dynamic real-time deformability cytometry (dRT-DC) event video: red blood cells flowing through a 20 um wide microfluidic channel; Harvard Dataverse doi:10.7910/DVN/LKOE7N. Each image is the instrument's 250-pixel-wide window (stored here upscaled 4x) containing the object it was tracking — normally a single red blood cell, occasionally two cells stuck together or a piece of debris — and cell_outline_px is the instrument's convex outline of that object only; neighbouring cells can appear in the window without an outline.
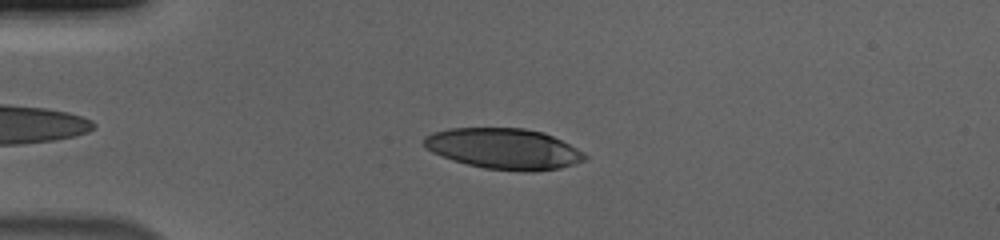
{"species": "human", "species_latin": "Homo sapiens", "temperature_condition": "cold", "stored_images_in_passage": 44, "camera_frame_rate_fps": 3000, "um_per_image_px": 0.085, "donor": {"sex": "male"}, "frame": {"image": 1, "passage_image": 8, "time_ms": 2.333, "image_size_px": [1000, 240], "cell_outline_px": [[588, 156], [584, 160], [560, 168], [532, 172], [524, 172], [484, 168], [468, 164], [432, 152], [424, 148], [424, 136], [432, 132], [448, 128], [524, 128], [544, 132], [584, 152]], "centroid_in_image_um": [42.82, 12.64], "position_along_channel_um": 42.2, "area_um2": 38.09}}
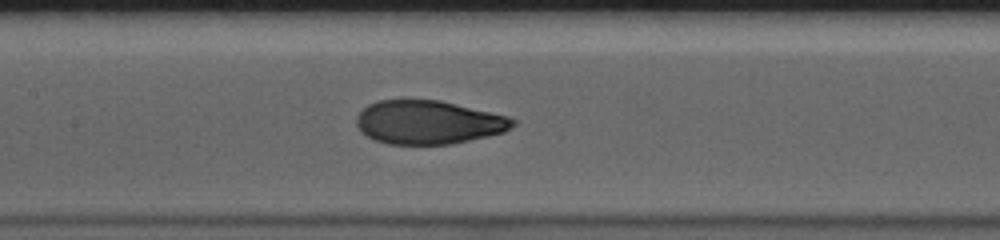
{"frame": {"image": 2, "passage_image": 21, "time_ms": 6.667, "image_size_px": [1000, 240], "cell_outline_px": [[516, 124], [512, 128], [504, 132], [488, 136], [452, 144], [388, 144], [376, 140], [360, 132], [356, 124], [356, 116], [368, 104], [380, 100], [440, 100], [508, 116], [516, 120]], "centroid_in_image_um": [36.42, 10.4], "position_along_channel_um": 171.0, "area_um2": 39.77}}
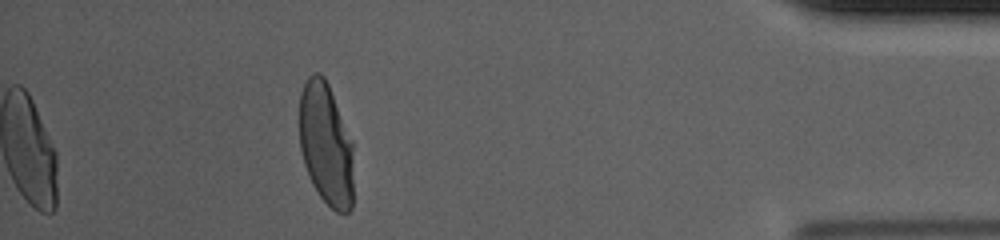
{"frame": {"image": 3, "passage_image": 44, "time_ms": 14.333, "image_size_px": [1000, 240], "cell_outline_px": [[352, 208], [348, 212], [336, 212], [320, 196], [312, 184], [308, 176], [304, 164], [300, 148], [300, 92], [308, 76], [312, 72], [320, 72], [324, 76], [328, 84], [352, 140]], "centroid_in_image_um": [27.69, 12.24], "position_along_channel_um": 407.5, "area_um2": 38.61}, "authors_computed_cell_mechanics": {"area_um2": 40.1132, "velocity_mm_per_s": 3.6981, "shape_relaxation_time_tau1_ms": 4.3623, "shape_relaxation_time_tau2_ms": null, "deformation_change_tau1": 0.1972, "deformation_change_tau2": null}}